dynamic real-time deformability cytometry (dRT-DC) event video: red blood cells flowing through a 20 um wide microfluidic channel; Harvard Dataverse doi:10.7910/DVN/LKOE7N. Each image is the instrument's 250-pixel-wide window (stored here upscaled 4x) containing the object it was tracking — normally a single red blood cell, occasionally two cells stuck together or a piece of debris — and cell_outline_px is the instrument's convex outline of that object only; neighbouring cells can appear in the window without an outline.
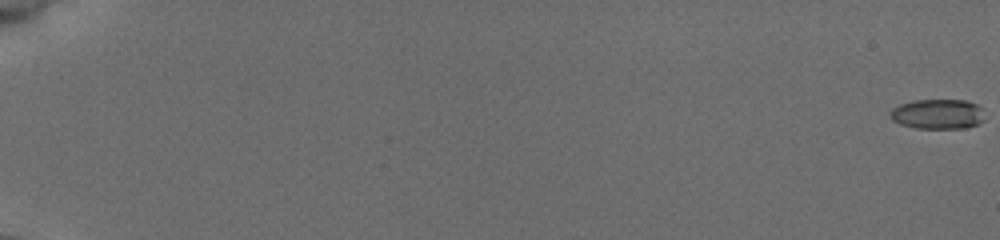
{"species": "common noctule bat (a hibernating species)", "species_latin": "Nyctalus noctula", "temperature_condition": "cold", "stored_images_in_passage": 8, "camera_frame_rate_fps": 3000, "um_per_image_px": 0.085, "animal": {"sex": "female", "body_mass_g": 19.5, "forearm_length_mm": 54.1}, "frame": {"image": 1, "passage_image": 1, "time_ms": 0.0, "image_size_px": [1000, 240], "cell_outline_px": [[984, 120], [976, 124], [964, 128], [916, 128], [900, 124], [892, 120], [888, 112], [892, 108], [900, 104], [912, 100], [964, 100], [976, 104], [980, 108]], "centroid_in_image_um": [79.64, 9.69], "position_along_channel_um": 5.4, "area_um2": 16.42}}